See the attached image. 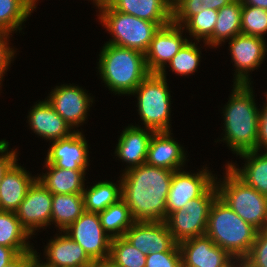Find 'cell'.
<instances>
[{"label": "cell", "instance_id": "cell-28", "mask_svg": "<svg viewBox=\"0 0 267 267\" xmlns=\"http://www.w3.org/2000/svg\"><path fill=\"white\" fill-rule=\"evenodd\" d=\"M31 236L22 227L15 212L0 210V245L13 248L18 254L34 251L30 245Z\"/></svg>", "mask_w": 267, "mask_h": 267}, {"label": "cell", "instance_id": "cell-2", "mask_svg": "<svg viewBox=\"0 0 267 267\" xmlns=\"http://www.w3.org/2000/svg\"><path fill=\"white\" fill-rule=\"evenodd\" d=\"M251 84H234L232 94L223 109L222 138L236 155L256 150L259 110L256 107Z\"/></svg>", "mask_w": 267, "mask_h": 267}, {"label": "cell", "instance_id": "cell-46", "mask_svg": "<svg viewBox=\"0 0 267 267\" xmlns=\"http://www.w3.org/2000/svg\"><path fill=\"white\" fill-rule=\"evenodd\" d=\"M29 267H44L37 259H35Z\"/></svg>", "mask_w": 267, "mask_h": 267}, {"label": "cell", "instance_id": "cell-39", "mask_svg": "<svg viewBox=\"0 0 267 267\" xmlns=\"http://www.w3.org/2000/svg\"><path fill=\"white\" fill-rule=\"evenodd\" d=\"M10 34L11 32L0 29V85L3 80V75L7 72L11 61H13L12 59L14 58L16 51L8 45Z\"/></svg>", "mask_w": 267, "mask_h": 267}, {"label": "cell", "instance_id": "cell-22", "mask_svg": "<svg viewBox=\"0 0 267 267\" xmlns=\"http://www.w3.org/2000/svg\"><path fill=\"white\" fill-rule=\"evenodd\" d=\"M36 179L16 161L0 183V210L15 212Z\"/></svg>", "mask_w": 267, "mask_h": 267}, {"label": "cell", "instance_id": "cell-30", "mask_svg": "<svg viewBox=\"0 0 267 267\" xmlns=\"http://www.w3.org/2000/svg\"><path fill=\"white\" fill-rule=\"evenodd\" d=\"M98 214L104 231L108 232L111 238L124 237L126 231L135 222L122 198Z\"/></svg>", "mask_w": 267, "mask_h": 267}, {"label": "cell", "instance_id": "cell-14", "mask_svg": "<svg viewBox=\"0 0 267 267\" xmlns=\"http://www.w3.org/2000/svg\"><path fill=\"white\" fill-rule=\"evenodd\" d=\"M214 182L215 175L206 166L196 174L174 171L166 199L167 217L183 208L188 201L200 197Z\"/></svg>", "mask_w": 267, "mask_h": 267}, {"label": "cell", "instance_id": "cell-10", "mask_svg": "<svg viewBox=\"0 0 267 267\" xmlns=\"http://www.w3.org/2000/svg\"><path fill=\"white\" fill-rule=\"evenodd\" d=\"M124 238L145 255L181 252L165 221H135Z\"/></svg>", "mask_w": 267, "mask_h": 267}, {"label": "cell", "instance_id": "cell-45", "mask_svg": "<svg viewBox=\"0 0 267 267\" xmlns=\"http://www.w3.org/2000/svg\"><path fill=\"white\" fill-rule=\"evenodd\" d=\"M95 265L97 267H119L117 265H115L111 260L109 259H104V260H100L95 262Z\"/></svg>", "mask_w": 267, "mask_h": 267}, {"label": "cell", "instance_id": "cell-19", "mask_svg": "<svg viewBox=\"0 0 267 267\" xmlns=\"http://www.w3.org/2000/svg\"><path fill=\"white\" fill-rule=\"evenodd\" d=\"M28 122L35 134L48 139L50 143L55 140L70 137L77 130L71 131L72 127L54 110L51 104L45 99L31 107Z\"/></svg>", "mask_w": 267, "mask_h": 267}, {"label": "cell", "instance_id": "cell-24", "mask_svg": "<svg viewBox=\"0 0 267 267\" xmlns=\"http://www.w3.org/2000/svg\"><path fill=\"white\" fill-rule=\"evenodd\" d=\"M46 172L43 176H37V180L43 184L52 194H82L86 170H68L55 167L53 164H45Z\"/></svg>", "mask_w": 267, "mask_h": 267}, {"label": "cell", "instance_id": "cell-6", "mask_svg": "<svg viewBox=\"0 0 267 267\" xmlns=\"http://www.w3.org/2000/svg\"><path fill=\"white\" fill-rule=\"evenodd\" d=\"M96 7L99 8L98 19L112 35L107 43L135 49L144 54L147 52L152 38L161 27L159 24L119 12L106 0Z\"/></svg>", "mask_w": 267, "mask_h": 267}, {"label": "cell", "instance_id": "cell-42", "mask_svg": "<svg viewBox=\"0 0 267 267\" xmlns=\"http://www.w3.org/2000/svg\"><path fill=\"white\" fill-rule=\"evenodd\" d=\"M36 250L19 254L11 263L5 267H29L36 259Z\"/></svg>", "mask_w": 267, "mask_h": 267}, {"label": "cell", "instance_id": "cell-41", "mask_svg": "<svg viewBox=\"0 0 267 267\" xmlns=\"http://www.w3.org/2000/svg\"><path fill=\"white\" fill-rule=\"evenodd\" d=\"M263 109L259 110V125L256 150L260 152V148L267 152V103L264 104Z\"/></svg>", "mask_w": 267, "mask_h": 267}, {"label": "cell", "instance_id": "cell-13", "mask_svg": "<svg viewBox=\"0 0 267 267\" xmlns=\"http://www.w3.org/2000/svg\"><path fill=\"white\" fill-rule=\"evenodd\" d=\"M182 30V31H181ZM184 28L173 22L160 27L151 40L145 53L146 64L150 73H159L166 78L167 63L188 41L182 36Z\"/></svg>", "mask_w": 267, "mask_h": 267}, {"label": "cell", "instance_id": "cell-17", "mask_svg": "<svg viewBox=\"0 0 267 267\" xmlns=\"http://www.w3.org/2000/svg\"><path fill=\"white\" fill-rule=\"evenodd\" d=\"M49 148L45 164L68 170H87L89 150L81 131H76L65 139L52 141Z\"/></svg>", "mask_w": 267, "mask_h": 267}, {"label": "cell", "instance_id": "cell-9", "mask_svg": "<svg viewBox=\"0 0 267 267\" xmlns=\"http://www.w3.org/2000/svg\"><path fill=\"white\" fill-rule=\"evenodd\" d=\"M64 232L77 242L94 262L109 259L112 238L104 231L98 213L85 211Z\"/></svg>", "mask_w": 267, "mask_h": 267}, {"label": "cell", "instance_id": "cell-31", "mask_svg": "<svg viewBox=\"0 0 267 267\" xmlns=\"http://www.w3.org/2000/svg\"><path fill=\"white\" fill-rule=\"evenodd\" d=\"M35 8L33 0H0V29L11 33L21 31L22 23Z\"/></svg>", "mask_w": 267, "mask_h": 267}, {"label": "cell", "instance_id": "cell-47", "mask_svg": "<svg viewBox=\"0 0 267 267\" xmlns=\"http://www.w3.org/2000/svg\"><path fill=\"white\" fill-rule=\"evenodd\" d=\"M104 0H93V2L97 5L99 4L100 2H103Z\"/></svg>", "mask_w": 267, "mask_h": 267}, {"label": "cell", "instance_id": "cell-23", "mask_svg": "<svg viewBox=\"0 0 267 267\" xmlns=\"http://www.w3.org/2000/svg\"><path fill=\"white\" fill-rule=\"evenodd\" d=\"M115 10L161 27L172 22V4L168 0H106Z\"/></svg>", "mask_w": 267, "mask_h": 267}, {"label": "cell", "instance_id": "cell-7", "mask_svg": "<svg viewBox=\"0 0 267 267\" xmlns=\"http://www.w3.org/2000/svg\"><path fill=\"white\" fill-rule=\"evenodd\" d=\"M166 81L159 73H150L131 93L138 95L137 111L144 127L155 132L171 131V96Z\"/></svg>", "mask_w": 267, "mask_h": 267}, {"label": "cell", "instance_id": "cell-4", "mask_svg": "<svg viewBox=\"0 0 267 267\" xmlns=\"http://www.w3.org/2000/svg\"><path fill=\"white\" fill-rule=\"evenodd\" d=\"M257 232L219 197L214 200L205 234L239 263L248 256Z\"/></svg>", "mask_w": 267, "mask_h": 267}, {"label": "cell", "instance_id": "cell-34", "mask_svg": "<svg viewBox=\"0 0 267 267\" xmlns=\"http://www.w3.org/2000/svg\"><path fill=\"white\" fill-rule=\"evenodd\" d=\"M201 51L195 42L187 41L174 55L168 65L172 72L177 75L186 76L196 71L199 66Z\"/></svg>", "mask_w": 267, "mask_h": 267}, {"label": "cell", "instance_id": "cell-38", "mask_svg": "<svg viewBox=\"0 0 267 267\" xmlns=\"http://www.w3.org/2000/svg\"><path fill=\"white\" fill-rule=\"evenodd\" d=\"M145 267H182L181 252L149 253Z\"/></svg>", "mask_w": 267, "mask_h": 267}, {"label": "cell", "instance_id": "cell-8", "mask_svg": "<svg viewBox=\"0 0 267 267\" xmlns=\"http://www.w3.org/2000/svg\"><path fill=\"white\" fill-rule=\"evenodd\" d=\"M217 197L214 182L200 197L188 201L183 208L166 218L165 222L177 244L206 233L210 208Z\"/></svg>", "mask_w": 267, "mask_h": 267}, {"label": "cell", "instance_id": "cell-27", "mask_svg": "<svg viewBox=\"0 0 267 267\" xmlns=\"http://www.w3.org/2000/svg\"><path fill=\"white\" fill-rule=\"evenodd\" d=\"M84 212L82 194H53L51 222L59 228L60 234Z\"/></svg>", "mask_w": 267, "mask_h": 267}, {"label": "cell", "instance_id": "cell-37", "mask_svg": "<svg viewBox=\"0 0 267 267\" xmlns=\"http://www.w3.org/2000/svg\"><path fill=\"white\" fill-rule=\"evenodd\" d=\"M240 267H267V229L257 232L252 248Z\"/></svg>", "mask_w": 267, "mask_h": 267}, {"label": "cell", "instance_id": "cell-40", "mask_svg": "<svg viewBox=\"0 0 267 267\" xmlns=\"http://www.w3.org/2000/svg\"><path fill=\"white\" fill-rule=\"evenodd\" d=\"M8 143L9 142L6 140H0V183L2 182L4 174L18 161L17 151L13 149L10 151Z\"/></svg>", "mask_w": 267, "mask_h": 267}, {"label": "cell", "instance_id": "cell-16", "mask_svg": "<svg viewBox=\"0 0 267 267\" xmlns=\"http://www.w3.org/2000/svg\"><path fill=\"white\" fill-rule=\"evenodd\" d=\"M49 95L47 101L72 129L85 122L93 99L83 88L63 84L52 89Z\"/></svg>", "mask_w": 267, "mask_h": 267}, {"label": "cell", "instance_id": "cell-35", "mask_svg": "<svg viewBox=\"0 0 267 267\" xmlns=\"http://www.w3.org/2000/svg\"><path fill=\"white\" fill-rule=\"evenodd\" d=\"M217 17V10H202L200 13L192 16L182 27L187 29L189 35L194 37L198 42L203 38L205 43L213 34Z\"/></svg>", "mask_w": 267, "mask_h": 267}, {"label": "cell", "instance_id": "cell-20", "mask_svg": "<svg viewBox=\"0 0 267 267\" xmlns=\"http://www.w3.org/2000/svg\"><path fill=\"white\" fill-rule=\"evenodd\" d=\"M171 134V131L154 132L149 142L146 164L171 171L182 170L186 153Z\"/></svg>", "mask_w": 267, "mask_h": 267}, {"label": "cell", "instance_id": "cell-3", "mask_svg": "<svg viewBox=\"0 0 267 267\" xmlns=\"http://www.w3.org/2000/svg\"><path fill=\"white\" fill-rule=\"evenodd\" d=\"M99 56V75L113 93L131 95L150 74L145 54L138 50L105 43Z\"/></svg>", "mask_w": 267, "mask_h": 267}, {"label": "cell", "instance_id": "cell-15", "mask_svg": "<svg viewBox=\"0 0 267 267\" xmlns=\"http://www.w3.org/2000/svg\"><path fill=\"white\" fill-rule=\"evenodd\" d=\"M231 59L236 73L234 84H251L249 72L259 67L267 52L264 38L239 34L229 40Z\"/></svg>", "mask_w": 267, "mask_h": 267}, {"label": "cell", "instance_id": "cell-32", "mask_svg": "<svg viewBox=\"0 0 267 267\" xmlns=\"http://www.w3.org/2000/svg\"><path fill=\"white\" fill-rule=\"evenodd\" d=\"M234 0H176L172 4V22L183 26L202 10H219Z\"/></svg>", "mask_w": 267, "mask_h": 267}, {"label": "cell", "instance_id": "cell-48", "mask_svg": "<svg viewBox=\"0 0 267 267\" xmlns=\"http://www.w3.org/2000/svg\"><path fill=\"white\" fill-rule=\"evenodd\" d=\"M171 4H173L176 0H168Z\"/></svg>", "mask_w": 267, "mask_h": 267}, {"label": "cell", "instance_id": "cell-33", "mask_svg": "<svg viewBox=\"0 0 267 267\" xmlns=\"http://www.w3.org/2000/svg\"><path fill=\"white\" fill-rule=\"evenodd\" d=\"M109 260L119 267L146 266V255L124 237L111 239Z\"/></svg>", "mask_w": 267, "mask_h": 267}, {"label": "cell", "instance_id": "cell-11", "mask_svg": "<svg viewBox=\"0 0 267 267\" xmlns=\"http://www.w3.org/2000/svg\"><path fill=\"white\" fill-rule=\"evenodd\" d=\"M182 267H240V263L206 235L180 242Z\"/></svg>", "mask_w": 267, "mask_h": 267}, {"label": "cell", "instance_id": "cell-25", "mask_svg": "<svg viewBox=\"0 0 267 267\" xmlns=\"http://www.w3.org/2000/svg\"><path fill=\"white\" fill-rule=\"evenodd\" d=\"M258 150H251L238 154L246 163L242 169L229 163L231 170L248 186L253 187L260 194L267 196V152L259 154Z\"/></svg>", "mask_w": 267, "mask_h": 267}, {"label": "cell", "instance_id": "cell-5", "mask_svg": "<svg viewBox=\"0 0 267 267\" xmlns=\"http://www.w3.org/2000/svg\"><path fill=\"white\" fill-rule=\"evenodd\" d=\"M223 181L215 177L218 197L258 231L267 229V196L248 186L226 165Z\"/></svg>", "mask_w": 267, "mask_h": 267}, {"label": "cell", "instance_id": "cell-43", "mask_svg": "<svg viewBox=\"0 0 267 267\" xmlns=\"http://www.w3.org/2000/svg\"><path fill=\"white\" fill-rule=\"evenodd\" d=\"M19 254L13 249L0 245V267L11 263Z\"/></svg>", "mask_w": 267, "mask_h": 267}, {"label": "cell", "instance_id": "cell-29", "mask_svg": "<svg viewBox=\"0 0 267 267\" xmlns=\"http://www.w3.org/2000/svg\"><path fill=\"white\" fill-rule=\"evenodd\" d=\"M118 182L119 186L110 181H100L90 189H84L82 195L85 211L99 213L121 199V178Z\"/></svg>", "mask_w": 267, "mask_h": 267}, {"label": "cell", "instance_id": "cell-26", "mask_svg": "<svg viewBox=\"0 0 267 267\" xmlns=\"http://www.w3.org/2000/svg\"><path fill=\"white\" fill-rule=\"evenodd\" d=\"M242 3L234 0L230 4L218 10V17L212 36L205 42V46L213 48L241 34Z\"/></svg>", "mask_w": 267, "mask_h": 267}, {"label": "cell", "instance_id": "cell-18", "mask_svg": "<svg viewBox=\"0 0 267 267\" xmlns=\"http://www.w3.org/2000/svg\"><path fill=\"white\" fill-rule=\"evenodd\" d=\"M44 250L47 262H41L36 252V259L44 267H90L95 264L85 250L64 231L50 239Z\"/></svg>", "mask_w": 267, "mask_h": 267}, {"label": "cell", "instance_id": "cell-21", "mask_svg": "<svg viewBox=\"0 0 267 267\" xmlns=\"http://www.w3.org/2000/svg\"><path fill=\"white\" fill-rule=\"evenodd\" d=\"M154 130L130 125L120 134L115 156L129 164L124 170L146 163L148 146Z\"/></svg>", "mask_w": 267, "mask_h": 267}, {"label": "cell", "instance_id": "cell-12", "mask_svg": "<svg viewBox=\"0 0 267 267\" xmlns=\"http://www.w3.org/2000/svg\"><path fill=\"white\" fill-rule=\"evenodd\" d=\"M52 197L53 194L36 179L15 211L22 227L30 236L36 230L51 225Z\"/></svg>", "mask_w": 267, "mask_h": 267}, {"label": "cell", "instance_id": "cell-36", "mask_svg": "<svg viewBox=\"0 0 267 267\" xmlns=\"http://www.w3.org/2000/svg\"><path fill=\"white\" fill-rule=\"evenodd\" d=\"M267 33V10L242 5L241 34L264 38Z\"/></svg>", "mask_w": 267, "mask_h": 267}, {"label": "cell", "instance_id": "cell-44", "mask_svg": "<svg viewBox=\"0 0 267 267\" xmlns=\"http://www.w3.org/2000/svg\"><path fill=\"white\" fill-rule=\"evenodd\" d=\"M242 5H248L267 10V0H240Z\"/></svg>", "mask_w": 267, "mask_h": 267}, {"label": "cell", "instance_id": "cell-1", "mask_svg": "<svg viewBox=\"0 0 267 267\" xmlns=\"http://www.w3.org/2000/svg\"><path fill=\"white\" fill-rule=\"evenodd\" d=\"M174 171L142 164L122 173V199L135 221H165Z\"/></svg>", "mask_w": 267, "mask_h": 267}]
</instances>
